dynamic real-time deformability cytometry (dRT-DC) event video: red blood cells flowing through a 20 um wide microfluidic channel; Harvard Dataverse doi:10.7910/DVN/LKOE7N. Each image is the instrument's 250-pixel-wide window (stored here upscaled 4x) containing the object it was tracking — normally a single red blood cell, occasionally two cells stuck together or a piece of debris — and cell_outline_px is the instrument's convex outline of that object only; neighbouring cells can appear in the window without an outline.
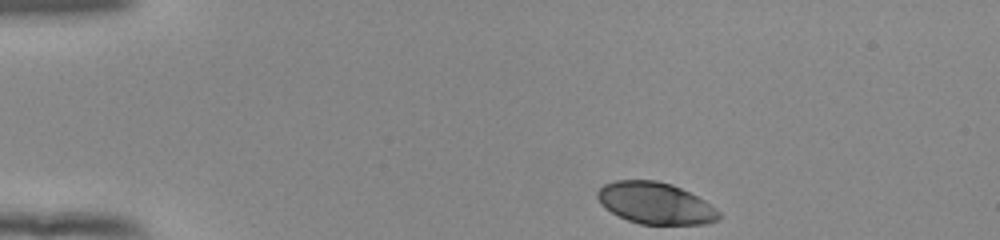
{"species": "human", "species_latin": "Homo sapiens", "temperature_condition": "room temperature", "stored_images_in_passage": 45, "camera_frame_rate_fps": 3000, "um_per_image_px": 0.085, "donor": {"sex": "female"}, "frame": {"image": 1, "passage_image": 1, "time_ms": 0.0, "image_size_px": [1000, 240], "cell_outline_px": [[720, 220], [708, 224], [640, 224], [628, 220], [604, 208], [600, 204], [596, 196], [596, 192], [604, 184], [616, 180], [656, 180], [672, 184], [704, 200], [716, 208], [720, 212]], "centroid_in_image_um": [55.71, 17.27], "position_along_channel_um": 29.3, "area_um2": 29.54}}
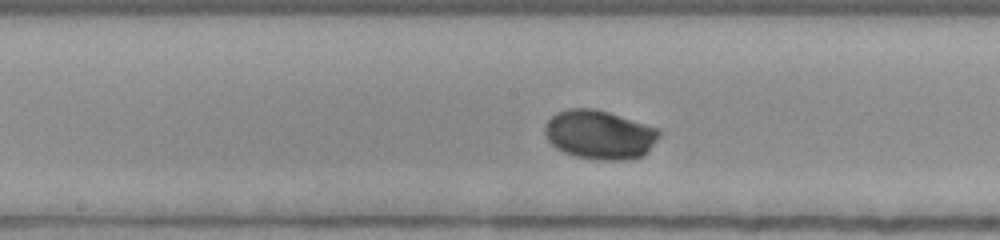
{"frame": {"image": 2, "passage_image": 20, "time_ms": 6.333, "image_size_px": [1000, 240], "cell_outline_px": [[660, 136], [644, 156], [624, 160], [600, 160], [576, 156], [564, 152], [556, 148], [548, 140], [544, 132], [544, 124], [556, 112], [568, 108], [592, 108], [608, 112], [656, 128], [660, 132]], "centroid_in_image_um": [50.93, 11.45], "position_along_channel_um": 197.3, "area_um2": 32.54}}
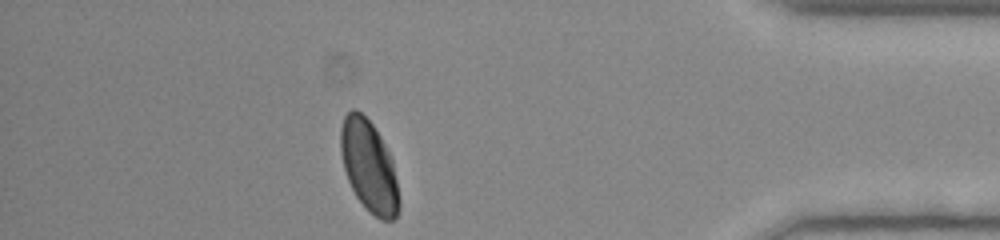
{"frame": {"image": 3, "passage_image": 39, "time_ms": 12.667, "image_size_px": [1000, 240], "cell_outline_px": [[400, 208], [396, 216], [392, 220], [380, 220], [356, 196], [348, 180], [344, 168], [340, 152], [340, 128], [344, 116], [352, 108], [356, 108], [372, 124], [380, 136], [392, 160], [400, 200]], "centroid_in_image_um": [31.35, 14.11], "position_along_channel_um": 403.9, "area_um2": 30.81}, "authors_computed_cell_mechanics": {"area_um2": 30.9808, "velocity_mm_per_s": 3.8413, "shape_relaxation_time_tau1_ms": 2.2514, "shape_relaxation_time_tau2_ms": null, "deformation_change_tau1": 0.1091, "deformation_change_tau2": null}}